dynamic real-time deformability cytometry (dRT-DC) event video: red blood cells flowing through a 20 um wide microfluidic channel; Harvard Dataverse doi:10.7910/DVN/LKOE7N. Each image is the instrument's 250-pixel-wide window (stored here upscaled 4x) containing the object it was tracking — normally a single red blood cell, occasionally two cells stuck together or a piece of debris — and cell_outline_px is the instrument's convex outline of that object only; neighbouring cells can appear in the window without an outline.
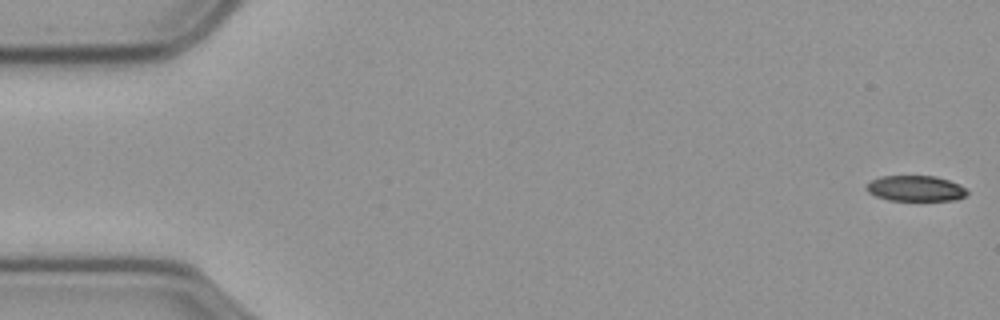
{"species": "common noctule bat (a hibernating species)", "species_latin": "Nyctalus noctula", "temperature_condition": "cold", "stored_images_in_passage": 57, "camera_frame_rate_fps": 3000, "um_per_image_px": 0.085, "animal": {"sex": "male", "body_mass_g": 23.1, "forearm_length_mm": 52.7}, "frame": {"image": 1, "passage_image": 1, "time_ms": 0.0, "image_size_px": [1000, 320], "cell_outline_px": [[968, 192], [964, 196], [956, 200], [888, 200], [876, 196], [868, 192], [864, 188], [872, 180], [880, 176], [936, 176], [960, 184], [968, 188]], "centroid_in_image_um": [77.84, 16.01], "position_along_channel_um": 7.2, "area_um2": 15.09}}
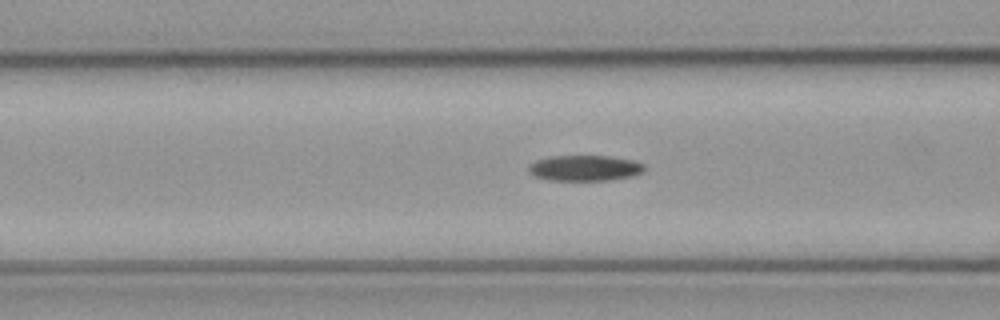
{"frame": {"image": 2, "passage_image": 22, "time_ms": 7.0, "image_size_px": [1000, 320], "cell_outline_px": [[644, 172], [632, 176], [612, 180], [548, 180], [536, 176], [528, 172], [528, 164], [536, 160], [552, 156], [608, 156], [636, 160], [644, 164]], "centroid_in_image_um": [49.72, 14.28], "position_along_channel_um": 116.9, "area_um2": 17.46}}
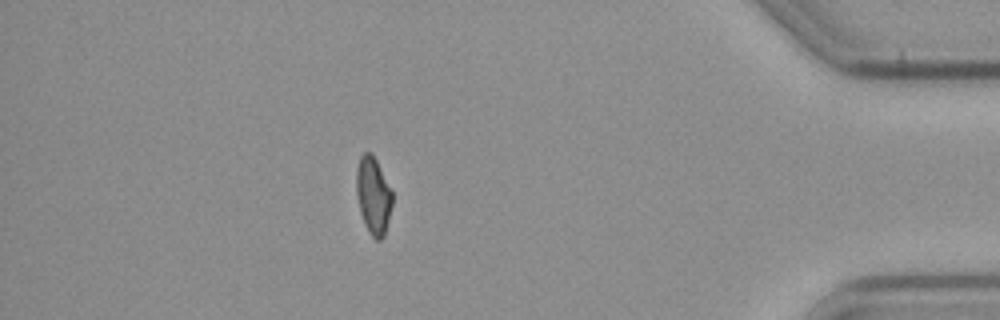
{"frame": {"image": 3, "passage_image": 50, "time_ms": 16.333, "image_size_px": [1000, 320], "cell_outline_px": [[392, 204], [384, 236], [380, 240], [376, 240], [368, 232], [364, 224], [360, 212], [356, 196], [356, 168], [360, 156], [364, 152], [372, 152], [392, 192]], "centroid_in_image_um": [31.7, 16.62], "position_along_channel_um": 403.5, "area_um2": 16.18}}